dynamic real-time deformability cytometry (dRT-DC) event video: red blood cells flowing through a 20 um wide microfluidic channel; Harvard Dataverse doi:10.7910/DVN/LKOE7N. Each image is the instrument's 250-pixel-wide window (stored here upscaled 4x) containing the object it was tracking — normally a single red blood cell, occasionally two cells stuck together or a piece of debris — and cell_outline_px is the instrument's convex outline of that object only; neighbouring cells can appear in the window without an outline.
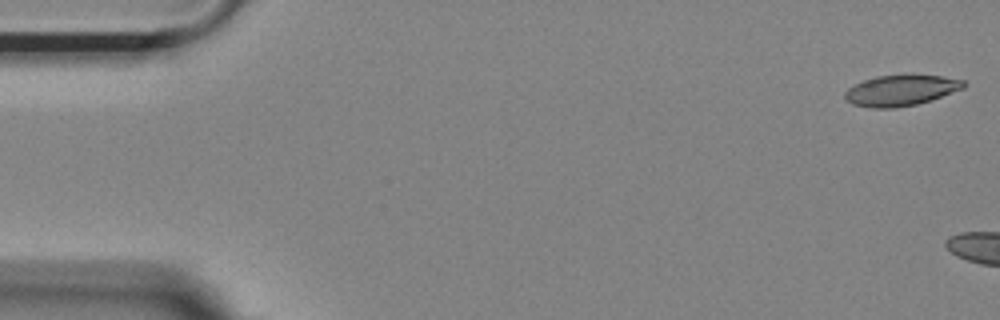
{"species": "Egyptian fruit bat (a non-hibernating species)", "species_latin": "Rousettus aegyptiacus", "temperature_condition": "room temperature", "stored_images_in_passage": 5, "camera_frame_rate_fps": 3000, "um_per_image_px": 0.085, "animal": {"sex": "female"}, "frame": {"image": 1, "passage_image": 1, "time_ms": 0.0, "image_size_px": [1000, 320], "cell_outline_px": [[968, 84], [964, 88], [916, 104], [892, 108], [872, 108], [852, 104], [844, 96], [844, 92], [848, 88], [864, 80], [876, 76], [904, 72], [912, 72], [944, 76], [964, 80]], "centroid_in_image_um": [76.6, 7.62], "position_along_channel_um": 8.4, "area_um2": 21.91}}